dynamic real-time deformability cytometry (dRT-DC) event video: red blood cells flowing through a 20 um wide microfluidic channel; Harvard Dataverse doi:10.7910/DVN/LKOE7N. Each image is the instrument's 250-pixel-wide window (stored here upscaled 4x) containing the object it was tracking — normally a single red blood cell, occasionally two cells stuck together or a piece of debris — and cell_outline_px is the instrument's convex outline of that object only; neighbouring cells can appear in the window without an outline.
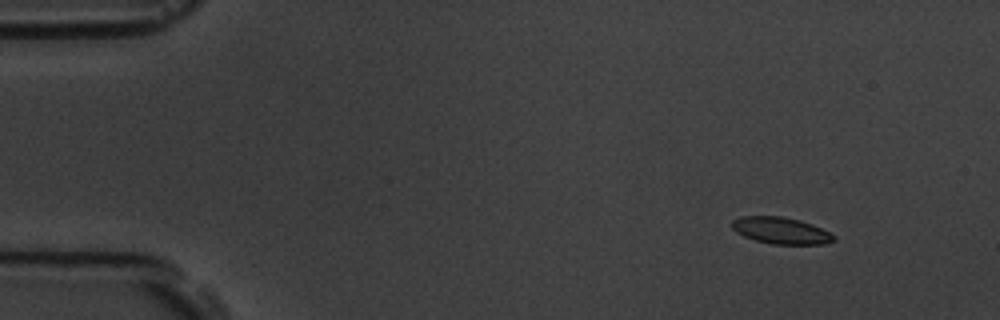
{"species": "common noctule bat (a hibernating species)", "species_latin": "Nyctalus noctula", "temperature_condition": "room temperature", "stored_images_in_passage": 15, "camera_frame_rate_fps": 3000, "um_per_image_px": 0.085, "animal": {"sex": "male", "body_mass_g": 19.5, "forearm_length_mm": 54.6}, "frame": {"image": 1, "passage_image": 2, "time_ms": 0.667, "image_size_px": [1000, 320], "cell_outline_px": [[836, 240], [824, 244], [772, 244], [756, 240], [744, 236], [736, 232], [732, 228], [732, 220], [740, 216], [780, 216], [800, 220], [812, 224], [836, 236]], "centroid_in_image_um": [66.37, 19.59], "position_along_channel_um": 18.6, "area_um2": 15.78}}
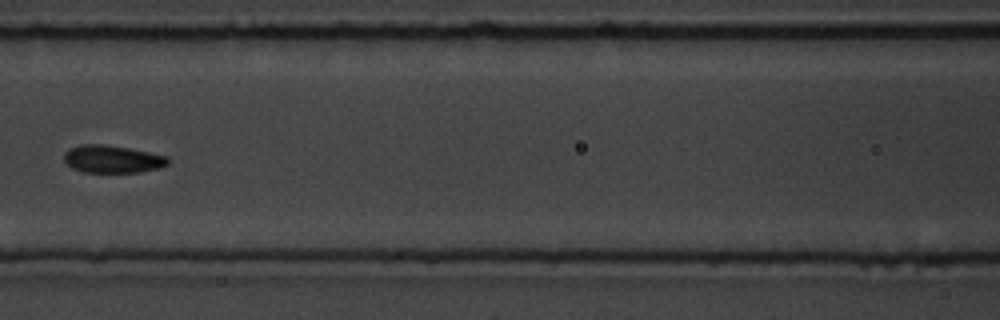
{"frame": {"image": 2, "passage_image": 7, "time_ms": 7.333, "image_size_px": [1000, 320], "cell_outline_px": [[168, 164], [160, 168], [140, 172], [84, 172], [72, 168], [64, 160], [64, 152], [68, 148], [84, 144], [100, 144], [128, 148], [168, 156]], "centroid_in_image_um": [9.54, 13.52], "position_along_channel_um": 157.1, "area_um2": 16.65}}
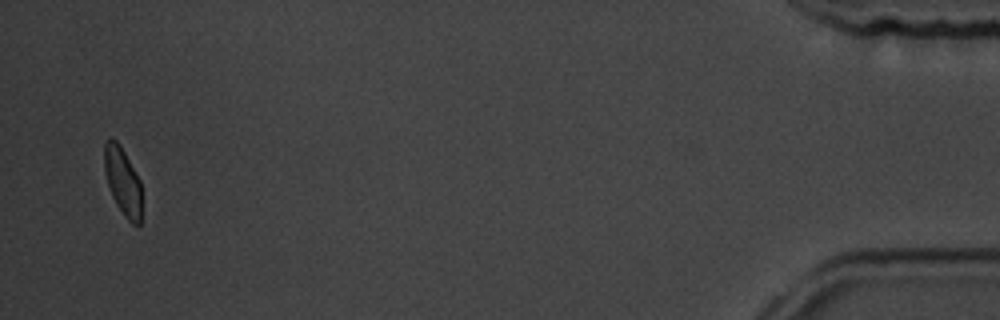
{"frame": {"image": 3, "passage_image": 15, "time_ms": 17.333, "image_size_px": [1000, 320], "cell_outline_px": [[140, 224], [132, 224], [124, 216], [116, 204], [112, 196], [104, 172], [104, 140], [116, 140], [120, 144], [140, 180]], "centroid_in_image_um": [10.41, 15.39], "position_along_channel_um": 424.8, "area_um2": 14.57}, "authors_computed_cell_mechanics": {"area_um2": 16.2996, "velocity_mm_per_s": 3.5482, "shape_relaxation_time_tau1_ms": 2.6997, "shape_relaxation_time_tau2_ms": 1.6853, "deformation_change_tau1": 0.1025, "deformation_change_tau2": 0.036}}